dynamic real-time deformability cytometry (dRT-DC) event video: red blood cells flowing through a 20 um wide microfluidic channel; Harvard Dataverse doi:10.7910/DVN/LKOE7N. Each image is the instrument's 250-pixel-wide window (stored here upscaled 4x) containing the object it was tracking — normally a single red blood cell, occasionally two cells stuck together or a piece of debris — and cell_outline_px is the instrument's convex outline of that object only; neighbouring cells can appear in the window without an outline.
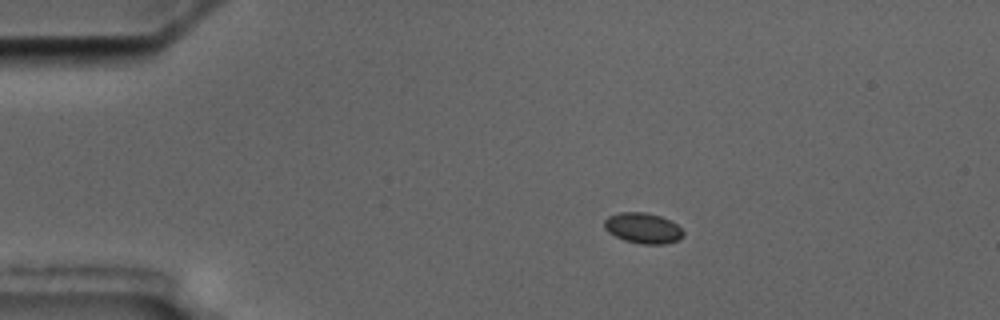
{"species": "common noctule bat (a hibernating species)", "species_latin": "Nyctalus noctula", "temperature_condition": "cold", "stored_images_in_passage": 4, "camera_frame_rate_fps": 3000, "um_per_image_px": 0.085, "animal": {"sex": "male", "body_mass_g": 17.5, "forearm_length_mm": 52.3}, "frame": {"image": 1, "passage_image": 1, "time_ms": 0.0, "image_size_px": [1000, 320], "cell_outline_px": [[684, 236], [680, 240], [664, 244], [640, 244], [624, 240], [608, 232], [604, 228], [604, 220], [608, 216], [620, 212], [644, 212], [660, 216], [676, 224], [684, 232]], "centroid_in_image_um": [54.65, 19.4], "position_along_channel_um": 30.4, "area_um2": 14.1}}
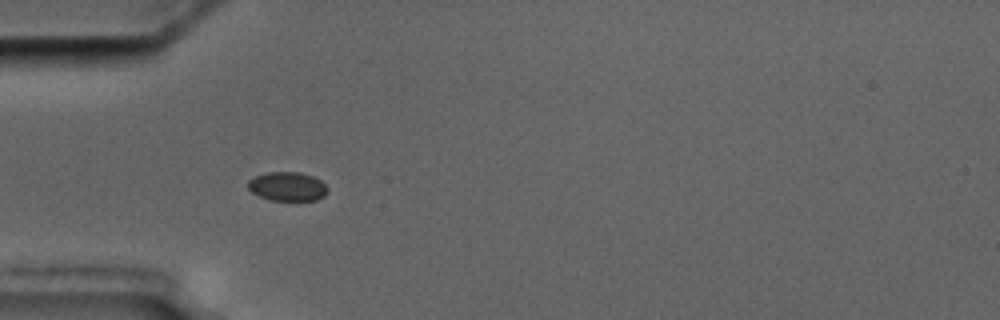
{"frame": {"image": 2, "passage_image": 3, "time_ms": 2.333, "image_size_px": [1000, 320], "cell_outline_px": [[328, 192], [324, 196], [316, 200], [272, 200], [260, 196], [252, 192], [248, 188], [248, 180], [256, 176], [268, 172], [300, 172], [312, 176], [320, 180], [328, 188]], "centroid_in_image_um": [24.45, 15.84], "position_along_channel_um": 60.6, "area_um2": 13.35}}
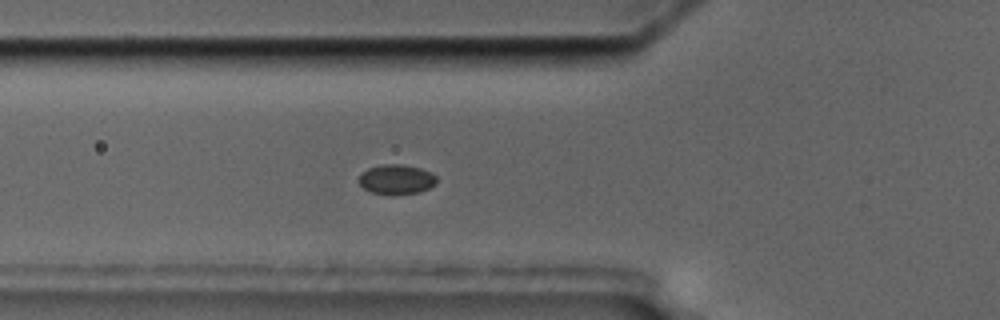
{"frame": {"image": 3, "passage_image": 4, "time_ms": 3.333, "image_size_px": [1000, 320], "cell_outline_px": [[436, 184], [420, 192], [392, 196], [372, 192], [364, 188], [356, 180], [360, 172], [368, 168], [380, 164], [400, 164], [420, 168], [432, 172], [436, 176]], "centroid_in_image_um": [33.66, 15.25], "position_along_channel_um": 92.1, "area_um2": 13.87}}